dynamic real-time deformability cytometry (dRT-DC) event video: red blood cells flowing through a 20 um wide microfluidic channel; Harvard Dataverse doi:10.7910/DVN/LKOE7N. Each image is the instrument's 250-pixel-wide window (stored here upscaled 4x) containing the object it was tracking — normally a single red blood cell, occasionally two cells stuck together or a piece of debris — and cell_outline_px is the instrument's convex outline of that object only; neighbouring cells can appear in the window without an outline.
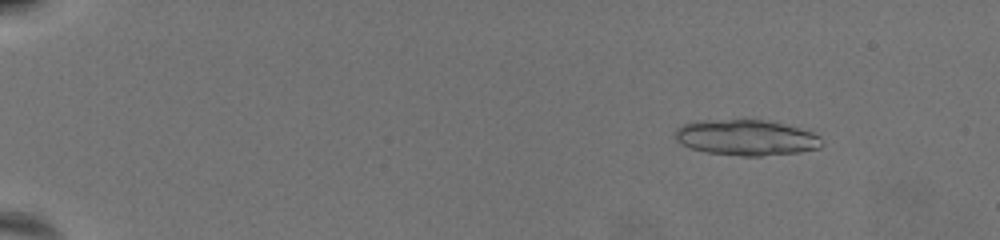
{"species": "common noctule bat (a hibernating species)", "species_latin": "Nyctalus noctula", "temperature_condition": "warm", "stored_images_in_passage": 28, "camera_frame_rate_fps": 3000, "um_per_image_px": 0.085, "animal": {"sex": "female", "body_mass_g": 19.5, "forearm_length_mm": 54.1}, "frame": {"image": 1, "passage_image": 9, "time_ms": 2.667, "image_size_px": [1000, 240], "cell_outline_px": [[824, 144], [820, 148], [800, 152], [760, 156], [740, 156], [704, 152], [680, 144], [676, 140], [676, 128], [684, 124], [696, 120], [764, 120], [784, 124], [812, 132], [820, 136]], "centroid_in_image_um": [63.43, 11.7], "position_along_channel_um": 21.6, "area_um2": 30.63}}
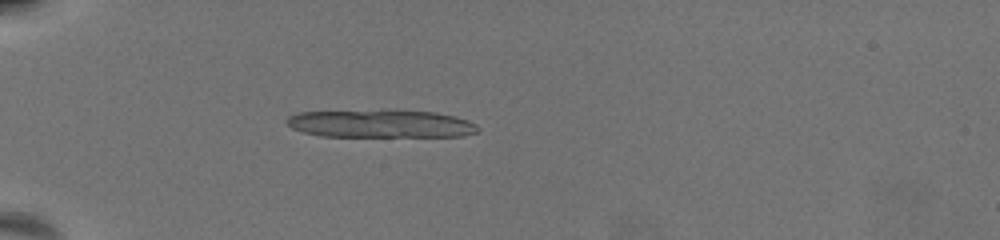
{"frame": {"image": 2, "passage_image": 21, "time_ms": 6.667, "image_size_px": [1000, 240], "cell_outline_px": [[480, 128], [476, 132], [464, 136], [320, 136], [304, 132], [292, 128], [284, 124], [284, 120], [288, 116], [296, 112], [436, 112], [468, 120], [476, 124]], "centroid_in_image_um": [32.33, 10.55], "position_along_channel_um": 52.7, "area_um2": 30.11}}